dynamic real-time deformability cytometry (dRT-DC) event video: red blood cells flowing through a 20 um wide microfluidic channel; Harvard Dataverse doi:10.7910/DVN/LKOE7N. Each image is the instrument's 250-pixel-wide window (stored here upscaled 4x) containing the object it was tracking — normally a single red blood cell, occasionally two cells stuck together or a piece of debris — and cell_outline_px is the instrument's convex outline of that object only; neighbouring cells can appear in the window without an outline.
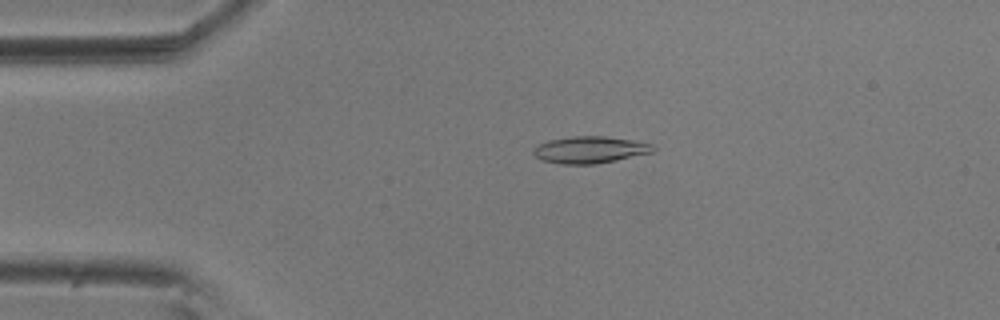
{"species": "common noctule bat (a hibernating species)", "species_latin": "Nyctalus noctula", "temperature_condition": "room temperature", "stored_images_in_passage": 30, "camera_frame_rate_fps": 3000, "um_per_image_px": 0.085, "animal": {"sex": "male", "body_mass_g": 20.5, "forearm_length_mm": 52.5}, "frame": {"image": 1, "passage_image": 6, "time_ms": 1.667, "image_size_px": [1000, 320], "cell_outline_px": [[656, 148], [652, 152], [616, 160], [596, 164], [560, 164], [540, 160], [532, 152], [532, 148], [548, 140], [572, 136], [604, 136], [632, 140], [656, 144]], "centroid_in_image_um": [50.14, 12.73], "position_along_channel_um": 34.9, "area_um2": 18.84}}
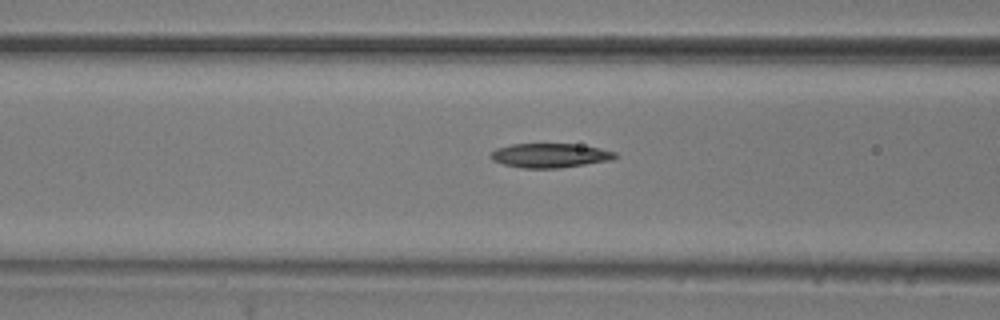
{"frame": {"image": 2, "passage_image": 16, "time_ms": 5.0, "image_size_px": [1000, 320], "cell_outline_px": [[620, 156], [612, 160], [560, 168], [524, 168], [504, 164], [492, 160], [488, 156], [496, 148], [512, 144], [576, 144], [600, 148], [616, 152]], "centroid_in_image_um": [46.78, 13.21], "position_along_channel_um": 119.8, "area_um2": 17.69}}
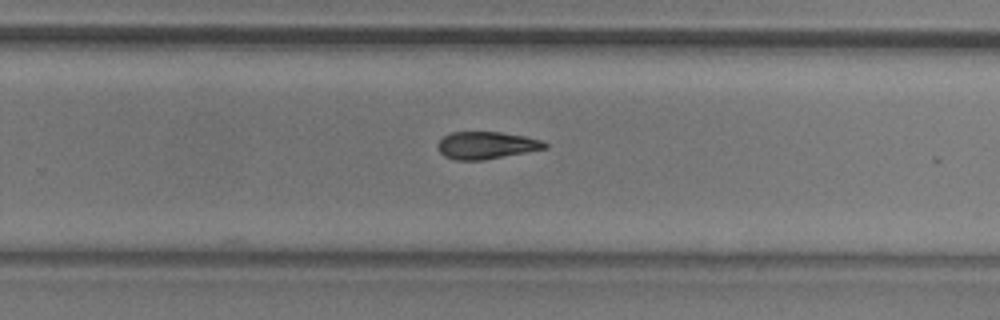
{"frame": {"image": 3, "passage_image": 30, "time_ms": 9.667, "image_size_px": [1000, 320], "cell_outline_px": [[548, 148], [484, 160], [456, 160], [444, 156], [440, 152], [440, 140], [444, 136], [452, 132], [500, 132], [524, 136], [540, 140], [548, 144]], "centroid_in_image_um": [41.37, 12.35], "position_along_channel_um": 288.4, "area_um2": 16.82}}